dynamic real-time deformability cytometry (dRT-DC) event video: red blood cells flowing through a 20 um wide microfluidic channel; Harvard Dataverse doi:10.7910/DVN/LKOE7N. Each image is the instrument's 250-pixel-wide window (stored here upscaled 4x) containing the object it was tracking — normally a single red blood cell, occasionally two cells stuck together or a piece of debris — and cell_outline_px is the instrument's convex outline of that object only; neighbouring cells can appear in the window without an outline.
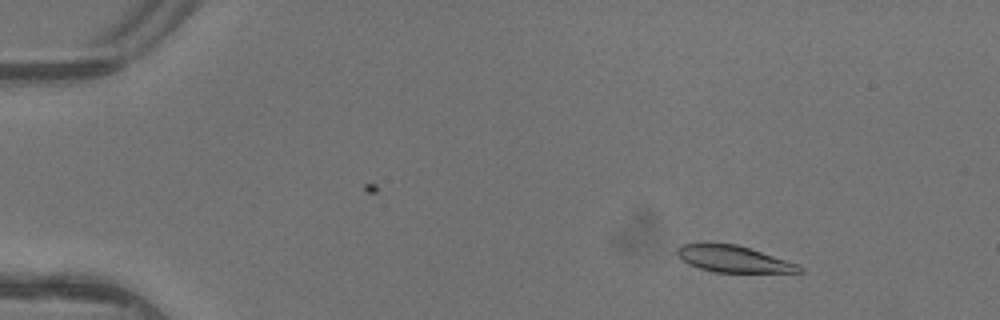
{"species": "common noctule bat (a hibernating species)", "species_latin": "Nyctalus noctula", "temperature_condition": "warm", "stored_images_in_passage": 4, "camera_frame_rate_fps": 3000, "um_per_image_px": 0.085, "animal": {"sex": "female"}, "frame": {"image": 1, "passage_image": 2, "time_ms": 0.333, "image_size_px": [1000, 320], "cell_outline_px": [[804, 272], [712, 272], [688, 264], [676, 252], [676, 248], [680, 244], [736, 244], [800, 264], [804, 268]], "centroid_in_image_um": [62.39, 22.02], "position_along_channel_um": 22.6, "area_um2": 18.67}}
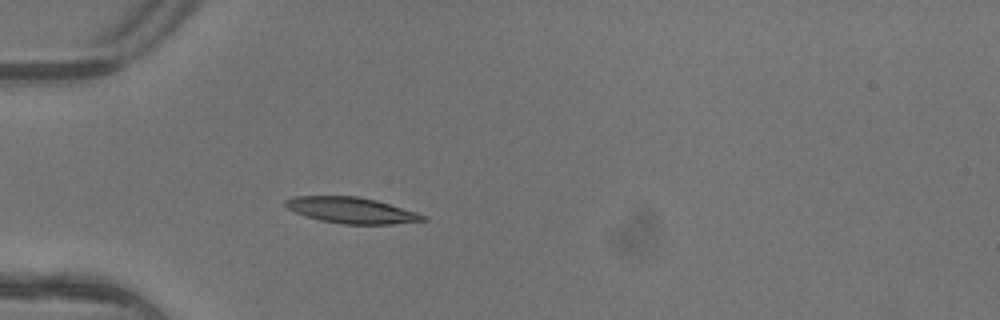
{"frame": {"image": 2, "passage_image": 4, "time_ms": 1.0, "image_size_px": [1000, 320], "cell_outline_px": [[428, 220], [392, 224], [344, 224], [320, 220], [296, 212], [288, 208], [284, 204], [284, 200], [296, 196], [360, 196], [376, 200], [416, 212], [428, 216]], "centroid_in_image_um": [29.91, 17.87], "position_along_channel_um": 55.1, "area_um2": 20.69}}